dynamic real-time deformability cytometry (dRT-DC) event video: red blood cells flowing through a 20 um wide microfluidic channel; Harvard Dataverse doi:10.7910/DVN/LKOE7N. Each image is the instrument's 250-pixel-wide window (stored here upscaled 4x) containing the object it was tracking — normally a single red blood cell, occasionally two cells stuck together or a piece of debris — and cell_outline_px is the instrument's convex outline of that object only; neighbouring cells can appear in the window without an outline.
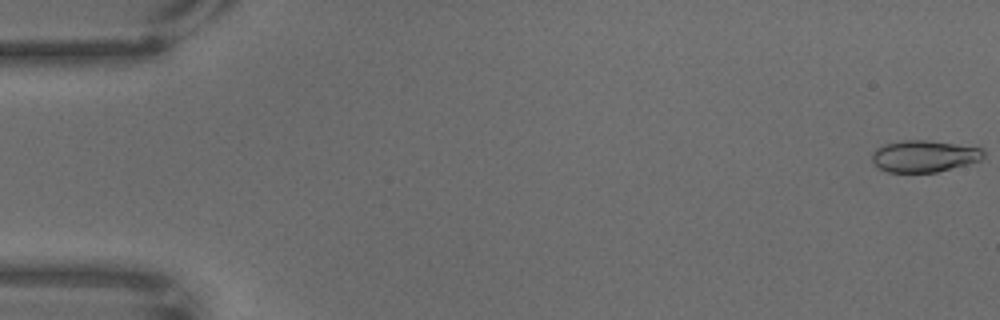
{"species": "common noctule bat (a hibernating species)", "species_latin": "Nyctalus noctula", "temperature_condition": "warm", "stored_images_in_passage": 68, "camera_frame_rate_fps": 3000, "um_per_image_px": 0.085, "animal": {"sex": "male", "body_mass_g": 18.8}, "frame": {"image": 1, "passage_image": 1, "time_ms": 0.0, "image_size_px": [1000, 320], "cell_outline_px": [[984, 156], [980, 160], [968, 164], [936, 172], [888, 172], [880, 168], [872, 160], [872, 152], [876, 148], [884, 144], [900, 140], [924, 140], [956, 144], [980, 148], [984, 152]], "centroid_in_image_um": [78.53, 13.27], "position_along_channel_um": 6.5, "area_um2": 20.46}}
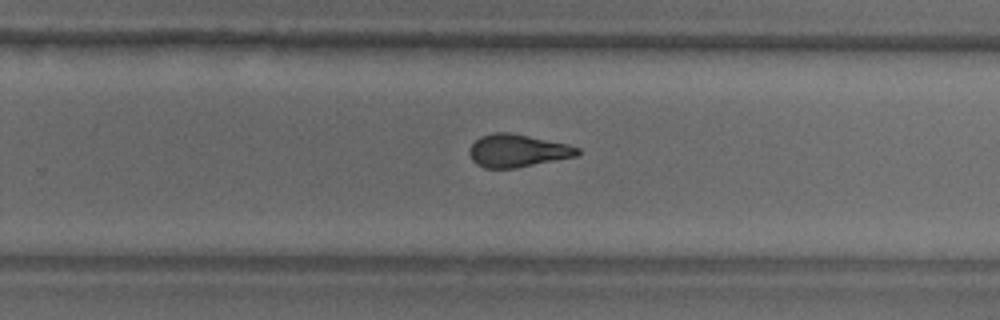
{"frame": {"image": 2, "passage_image": 44, "time_ms": 14.333, "image_size_px": [1000, 320], "cell_outline_px": [[580, 156], [516, 168], [484, 168], [476, 164], [472, 160], [468, 152], [468, 148], [480, 136], [492, 132], [508, 132], [568, 144], [580, 148]], "centroid_in_image_um": [43.99, 12.81], "position_along_channel_um": 285.8, "area_um2": 20.87}}
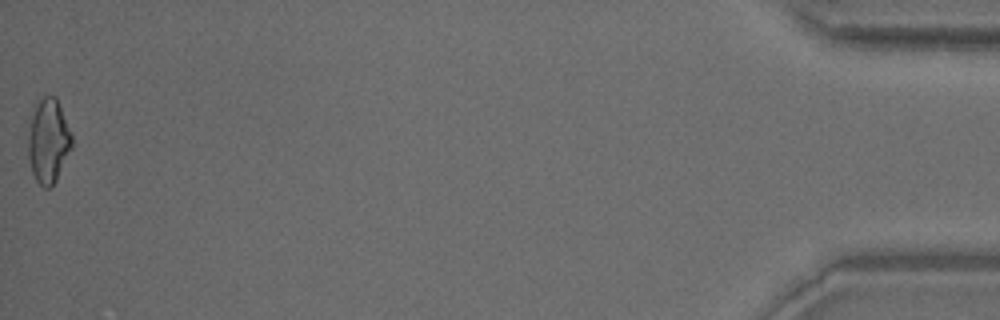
{"frame": {"image": 3, "passage_image": 68, "time_ms": 22.333, "image_size_px": [1000, 320], "cell_outline_px": [[72, 148], [56, 180], [48, 188], [44, 188], [36, 180], [32, 172], [28, 160], [28, 116], [36, 104], [44, 96], [56, 96], [72, 136]], "centroid_in_image_um": [4.08, 11.96], "position_along_channel_um": 431.1, "area_um2": 21.68}}